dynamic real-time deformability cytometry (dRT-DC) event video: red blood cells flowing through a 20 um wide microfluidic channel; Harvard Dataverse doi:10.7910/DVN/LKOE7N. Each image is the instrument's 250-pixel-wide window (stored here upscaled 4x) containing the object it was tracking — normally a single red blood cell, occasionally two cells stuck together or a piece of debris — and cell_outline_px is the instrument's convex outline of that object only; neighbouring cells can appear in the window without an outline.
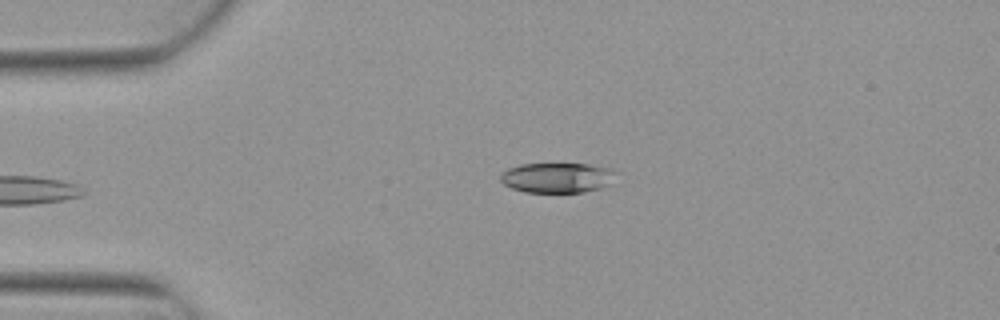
{"species": "Egyptian fruit bat (a non-hibernating species)", "species_latin": "Rousettus aegyptiacus", "temperature_condition": "warm", "stored_images_in_passage": 3, "camera_frame_rate_fps": 3000, "um_per_image_px": 0.085, "animal": {"sex": "female"}, "frame": {"image": 1, "passage_image": 3, "time_ms": 0.667, "image_size_px": [1000, 320], "cell_outline_px": [[616, 172], [600, 188], [584, 192], [524, 192], [512, 188], [504, 184], [500, 180], [500, 172], [508, 168], [520, 164], [588, 164], [612, 168]], "centroid_in_image_um": [47.27, 15.09], "position_along_channel_um": 37.7, "area_um2": 20.0}}